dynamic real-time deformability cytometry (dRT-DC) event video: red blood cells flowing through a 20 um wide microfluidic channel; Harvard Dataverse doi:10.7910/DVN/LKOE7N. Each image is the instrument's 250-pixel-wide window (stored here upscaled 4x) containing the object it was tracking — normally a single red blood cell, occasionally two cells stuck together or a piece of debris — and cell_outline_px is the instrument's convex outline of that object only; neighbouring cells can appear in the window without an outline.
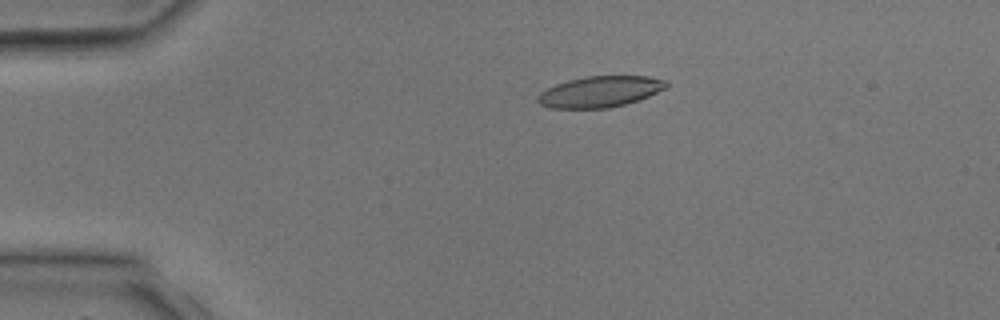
{"species": "common noctule bat (a hibernating species)", "species_latin": "Nyctalus noctula", "temperature_condition": "room temperature", "stored_images_in_passage": 4, "camera_frame_rate_fps": 3000, "um_per_image_px": 0.085, "animal": {"sex": "male", "body_mass_g": 17.9, "forearm_length_mm": 54.2}, "frame": {"image": 1, "passage_image": 2, "time_ms": 1.333, "image_size_px": [1000, 320], "cell_outline_px": [[668, 88], [640, 100], [608, 108], [552, 108], [540, 104], [536, 100], [536, 96], [540, 92], [556, 84], [568, 80], [588, 76], [648, 76], [668, 80]], "centroid_in_image_um": [51.04, 7.79], "position_along_channel_um": 34.0, "area_um2": 23.41}}